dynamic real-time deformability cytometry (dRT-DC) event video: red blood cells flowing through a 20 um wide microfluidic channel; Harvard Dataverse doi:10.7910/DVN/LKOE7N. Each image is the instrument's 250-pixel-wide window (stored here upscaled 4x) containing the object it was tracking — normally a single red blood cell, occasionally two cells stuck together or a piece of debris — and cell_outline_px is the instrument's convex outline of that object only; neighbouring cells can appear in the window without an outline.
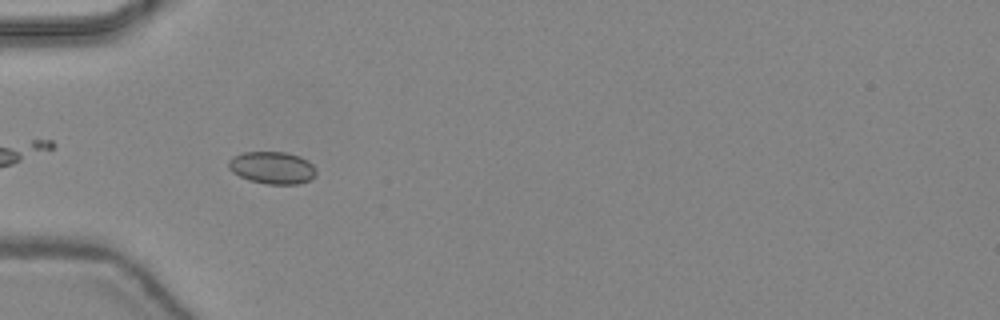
{"species": "common noctule bat (a hibernating species)", "species_latin": "Nyctalus noctula", "temperature_condition": "warm", "stored_images_in_passage": 29, "camera_frame_rate_fps": 3000, "um_per_image_px": 0.085, "animal": {"sex": "female", "body_mass_g": 24.6, "forearm_length_mm": 56.2}, "frame": {"image": 1, "passage_image": 3, "time_ms": 0.667, "image_size_px": [1000, 320], "cell_outline_px": [[316, 172], [308, 180], [296, 184], [268, 184], [248, 180], [232, 172], [228, 168], [228, 160], [232, 156], [244, 152], [284, 152], [300, 156], [308, 160], [316, 168]], "centroid_in_image_um": [23.11, 14.24], "position_along_channel_um": 61.9, "area_um2": 16.47}}
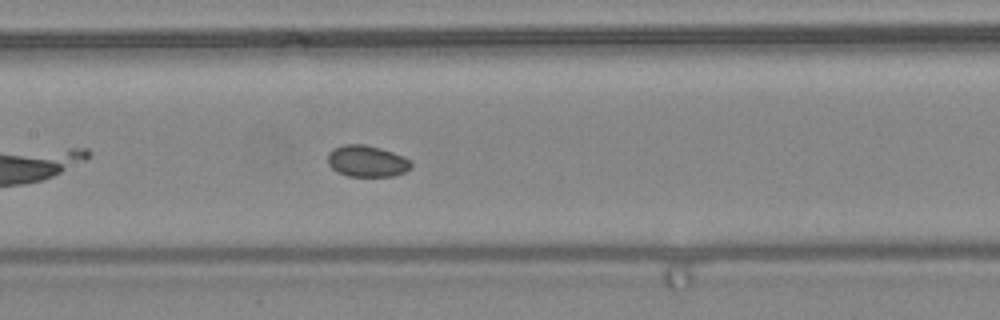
{"frame": {"image": 2, "passage_image": 11, "time_ms": 3.333, "image_size_px": [1000, 320], "cell_outline_px": [[412, 168], [404, 172], [392, 176], [348, 176], [332, 168], [328, 164], [328, 152], [332, 148], [344, 144], [364, 144], [380, 148], [404, 156], [412, 160]], "centroid_in_image_um": [31.21, 13.68], "position_along_channel_um": 176.2, "area_um2": 15.37}}
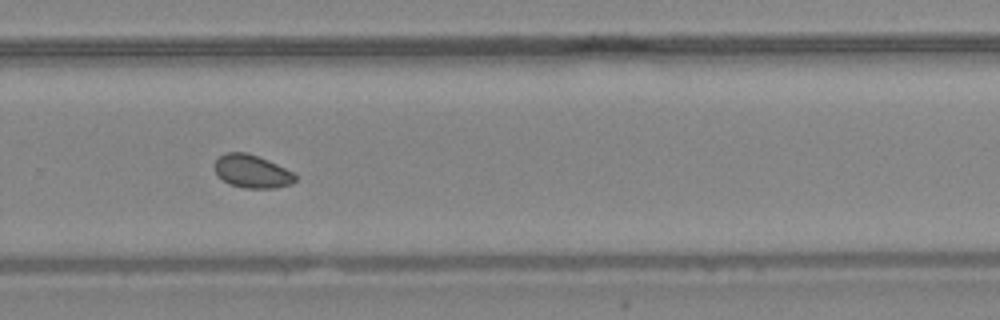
{"frame": {"image": 3, "passage_image": 20, "time_ms": 6.333, "image_size_px": [1000, 320], "cell_outline_px": [[296, 180], [292, 184], [276, 188], [244, 188], [228, 184], [216, 172], [216, 160], [224, 152], [244, 152], [268, 160], [292, 172], [296, 176]], "centroid_in_image_um": [21.43, 14.58], "position_along_channel_um": 308.4, "area_um2": 15.32}, "authors_computed_cell_mechanics": {"area_um2": 15.606, "velocity_mm_per_s": 4.42, "shape_relaxation_time_tau1_ms": null, "shape_relaxation_time_tau2_ms": 5.0078, "deformation_change_tau1": null, "deformation_change_tau2": 0.053}}